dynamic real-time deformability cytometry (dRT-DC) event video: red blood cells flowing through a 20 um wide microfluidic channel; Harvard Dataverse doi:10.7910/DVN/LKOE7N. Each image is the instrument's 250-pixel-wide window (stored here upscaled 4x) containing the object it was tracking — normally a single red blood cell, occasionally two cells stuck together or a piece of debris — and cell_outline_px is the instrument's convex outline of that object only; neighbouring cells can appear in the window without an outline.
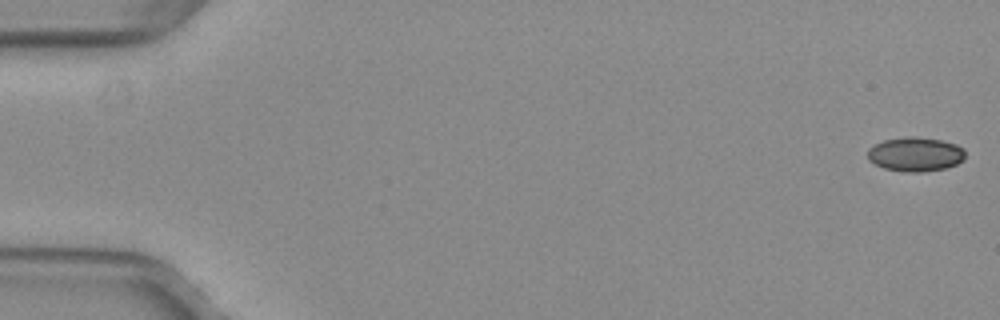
{"species": "common noctule bat (a hibernating species)", "species_latin": "Nyctalus noctula", "temperature_condition": "warm", "stored_images_in_passage": 52, "camera_frame_rate_fps": 3000, "um_per_image_px": 0.085, "animal": {"sex": "female", "body_mass_g": 29.2, "forearm_length_mm": 56.3}, "frame": {"image": 1, "passage_image": 1, "time_ms": 0.0, "image_size_px": [1000, 320], "cell_outline_px": [[964, 160], [956, 164], [944, 168], [924, 172], [904, 172], [884, 168], [868, 160], [868, 148], [884, 140], [908, 136], [916, 136], [940, 140], [956, 144], [964, 148]], "centroid_in_image_um": [77.81, 13.11], "position_along_channel_um": 7.2, "area_um2": 19.48}}
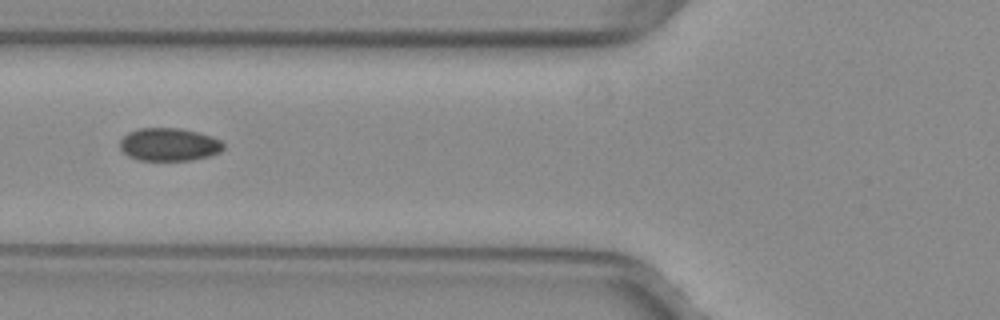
{"frame": {"image": 2, "passage_image": 21, "time_ms": 6.667, "image_size_px": [1000, 320], "cell_outline_px": [[224, 148], [220, 152], [208, 156], [192, 160], [140, 160], [128, 156], [120, 148], [120, 140], [128, 132], [140, 128], [180, 128], [212, 136], [220, 140], [224, 144]], "centroid_in_image_um": [14.37, 12.28], "position_along_channel_um": 111.4, "area_um2": 19.83}}
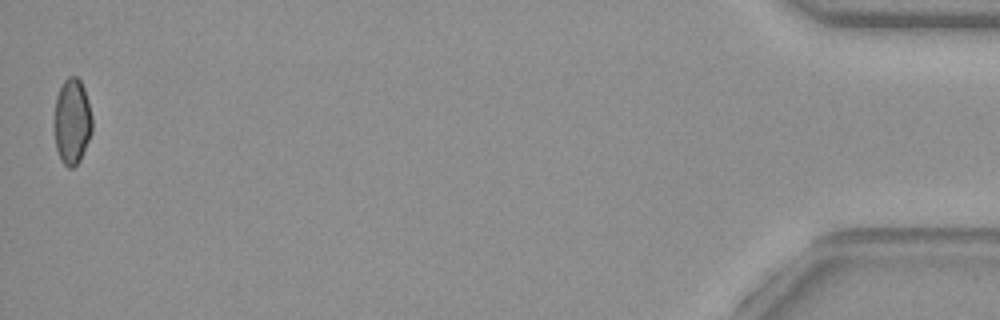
{"frame": {"image": 3, "passage_image": 52, "time_ms": 17.0, "image_size_px": [1000, 320], "cell_outline_px": [[92, 132], [80, 160], [72, 168], [68, 168], [60, 160], [56, 148], [52, 120], [56, 96], [64, 80], [68, 76], [76, 76], [80, 80], [84, 88], [88, 100], [92, 116]], "centroid_in_image_um": [6.1, 10.32], "position_along_channel_um": 429.1, "area_um2": 19.42}, "authors_computed_cell_mechanics": {"area_um2": 19.8254, "velocity_mm_per_s": 4.0105, "shape_relaxation_time_tau1_ms": null, "shape_relaxation_time_tau2_ms": 2.5314, "deformation_change_tau1": null, "deformation_change_tau2": 0.0493}}